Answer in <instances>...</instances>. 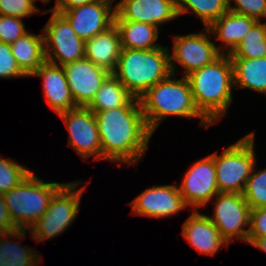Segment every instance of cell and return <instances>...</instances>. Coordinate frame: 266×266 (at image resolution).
Returning a JSON list of instances; mask_svg holds the SVG:
<instances>
[{
  "mask_svg": "<svg viewBox=\"0 0 266 266\" xmlns=\"http://www.w3.org/2000/svg\"><path fill=\"white\" fill-rule=\"evenodd\" d=\"M98 124L103 160L138 165L148 149L152 133L142 113L139 98L129 105L93 111Z\"/></svg>",
  "mask_w": 266,
  "mask_h": 266,
  "instance_id": "1",
  "label": "cell"
},
{
  "mask_svg": "<svg viewBox=\"0 0 266 266\" xmlns=\"http://www.w3.org/2000/svg\"><path fill=\"white\" fill-rule=\"evenodd\" d=\"M196 108L211 123L222 118L232 104L233 64L229 54L186 76Z\"/></svg>",
  "mask_w": 266,
  "mask_h": 266,
  "instance_id": "2",
  "label": "cell"
},
{
  "mask_svg": "<svg viewBox=\"0 0 266 266\" xmlns=\"http://www.w3.org/2000/svg\"><path fill=\"white\" fill-rule=\"evenodd\" d=\"M139 99L146 125L152 134L169 116L198 117L201 119L199 126L208 128L212 125L196 108L190 83L185 76L176 79V74L171 73L149 88Z\"/></svg>",
  "mask_w": 266,
  "mask_h": 266,
  "instance_id": "3",
  "label": "cell"
},
{
  "mask_svg": "<svg viewBox=\"0 0 266 266\" xmlns=\"http://www.w3.org/2000/svg\"><path fill=\"white\" fill-rule=\"evenodd\" d=\"M168 47L150 50L122 48L115 71L112 73L135 98L172 72Z\"/></svg>",
  "mask_w": 266,
  "mask_h": 266,
  "instance_id": "4",
  "label": "cell"
},
{
  "mask_svg": "<svg viewBox=\"0 0 266 266\" xmlns=\"http://www.w3.org/2000/svg\"><path fill=\"white\" fill-rule=\"evenodd\" d=\"M65 183L44 182L33 171L17 186L3 194L17 229H30L47 211L53 195Z\"/></svg>",
  "mask_w": 266,
  "mask_h": 266,
  "instance_id": "5",
  "label": "cell"
},
{
  "mask_svg": "<svg viewBox=\"0 0 266 266\" xmlns=\"http://www.w3.org/2000/svg\"><path fill=\"white\" fill-rule=\"evenodd\" d=\"M254 138L255 134L251 132L223 149L221 154L214 152L219 193H243L246 182L256 166Z\"/></svg>",
  "mask_w": 266,
  "mask_h": 266,
  "instance_id": "6",
  "label": "cell"
},
{
  "mask_svg": "<svg viewBox=\"0 0 266 266\" xmlns=\"http://www.w3.org/2000/svg\"><path fill=\"white\" fill-rule=\"evenodd\" d=\"M80 184L82 182L77 180L67 182L53 195L47 211L27 229L34 240L53 239L70 227L78 216L80 200L86 189V186L78 188Z\"/></svg>",
  "mask_w": 266,
  "mask_h": 266,
  "instance_id": "7",
  "label": "cell"
},
{
  "mask_svg": "<svg viewBox=\"0 0 266 266\" xmlns=\"http://www.w3.org/2000/svg\"><path fill=\"white\" fill-rule=\"evenodd\" d=\"M43 33L47 62L63 66L85 57V41L76 34L62 14L52 11Z\"/></svg>",
  "mask_w": 266,
  "mask_h": 266,
  "instance_id": "8",
  "label": "cell"
},
{
  "mask_svg": "<svg viewBox=\"0 0 266 266\" xmlns=\"http://www.w3.org/2000/svg\"><path fill=\"white\" fill-rule=\"evenodd\" d=\"M204 29V33L175 35L173 38V51L169 50L170 68L173 74H176L177 71L175 70L179 64L184 68L182 74L186 77L193 71L212 63L221 55L218 51L219 46L210 40V34L212 33L208 28Z\"/></svg>",
  "mask_w": 266,
  "mask_h": 266,
  "instance_id": "9",
  "label": "cell"
},
{
  "mask_svg": "<svg viewBox=\"0 0 266 266\" xmlns=\"http://www.w3.org/2000/svg\"><path fill=\"white\" fill-rule=\"evenodd\" d=\"M214 203V214L208 218L220 231L221 236L230 244L238 240L247 243L250 226V206L243 194L218 193Z\"/></svg>",
  "mask_w": 266,
  "mask_h": 266,
  "instance_id": "10",
  "label": "cell"
},
{
  "mask_svg": "<svg viewBox=\"0 0 266 266\" xmlns=\"http://www.w3.org/2000/svg\"><path fill=\"white\" fill-rule=\"evenodd\" d=\"M69 131L68 144L85 161L89 157L103 160L96 117L89 108L78 106L59 114Z\"/></svg>",
  "mask_w": 266,
  "mask_h": 266,
  "instance_id": "11",
  "label": "cell"
},
{
  "mask_svg": "<svg viewBox=\"0 0 266 266\" xmlns=\"http://www.w3.org/2000/svg\"><path fill=\"white\" fill-rule=\"evenodd\" d=\"M178 188L185 204L188 207L191 205L193 210H198L213 200L219 193L214 153L191 165Z\"/></svg>",
  "mask_w": 266,
  "mask_h": 266,
  "instance_id": "12",
  "label": "cell"
},
{
  "mask_svg": "<svg viewBox=\"0 0 266 266\" xmlns=\"http://www.w3.org/2000/svg\"><path fill=\"white\" fill-rule=\"evenodd\" d=\"M114 0H96L67 11H55L62 14L72 29L84 41L106 31L114 24Z\"/></svg>",
  "mask_w": 266,
  "mask_h": 266,
  "instance_id": "13",
  "label": "cell"
},
{
  "mask_svg": "<svg viewBox=\"0 0 266 266\" xmlns=\"http://www.w3.org/2000/svg\"><path fill=\"white\" fill-rule=\"evenodd\" d=\"M130 205L132 214L156 219L175 215L188 207L174 184L149 187Z\"/></svg>",
  "mask_w": 266,
  "mask_h": 266,
  "instance_id": "14",
  "label": "cell"
},
{
  "mask_svg": "<svg viewBox=\"0 0 266 266\" xmlns=\"http://www.w3.org/2000/svg\"><path fill=\"white\" fill-rule=\"evenodd\" d=\"M73 100L77 106L86 107L110 74L87 58L62 66Z\"/></svg>",
  "mask_w": 266,
  "mask_h": 266,
  "instance_id": "15",
  "label": "cell"
},
{
  "mask_svg": "<svg viewBox=\"0 0 266 266\" xmlns=\"http://www.w3.org/2000/svg\"><path fill=\"white\" fill-rule=\"evenodd\" d=\"M178 18L176 0H120L114 20H130L159 27Z\"/></svg>",
  "mask_w": 266,
  "mask_h": 266,
  "instance_id": "16",
  "label": "cell"
},
{
  "mask_svg": "<svg viewBox=\"0 0 266 266\" xmlns=\"http://www.w3.org/2000/svg\"><path fill=\"white\" fill-rule=\"evenodd\" d=\"M182 235L200 254L213 256L222 246L230 245L208 216L198 210H194L182 224Z\"/></svg>",
  "mask_w": 266,
  "mask_h": 266,
  "instance_id": "17",
  "label": "cell"
},
{
  "mask_svg": "<svg viewBox=\"0 0 266 266\" xmlns=\"http://www.w3.org/2000/svg\"><path fill=\"white\" fill-rule=\"evenodd\" d=\"M31 76L42 78L46 101L58 115L78 107L72 98L62 66L45 61Z\"/></svg>",
  "mask_w": 266,
  "mask_h": 266,
  "instance_id": "18",
  "label": "cell"
},
{
  "mask_svg": "<svg viewBox=\"0 0 266 266\" xmlns=\"http://www.w3.org/2000/svg\"><path fill=\"white\" fill-rule=\"evenodd\" d=\"M121 49L120 35L115 24L85 40V58L109 73L115 71Z\"/></svg>",
  "mask_w": 266,
  "mask_h": 266,
  "instance_id": "19",
  "label": "cell"
},
{
  "mask_svg": "<svg viewBox=\"0 0 266 266\" xmlns=\"http://www.w3.org/2000/svg\"><path fill=\"white\" fill-rule=\"evenodd\" d=\"M257 22L256 19L228 11L213 22L208 29L213 33L214 38L225 43V45L220 44L218 51L221 54H230Z\"/></svg>",
  "mask_w": 266,
  "mask_h": 266,
  "instance_id": "20",
  "label": "cell"
},
{
  "mask_svg": "<svg viewBox=\"0 0 266 266\" xmlns=\"http://www.w3.org/2000/svg\"><path fill=\"white\" fill-rule=\"evenodd\" d=\"M118 29L121 47L127 49L150 50L161 47L158 43L159 27L130 20H114Z\"/></svg>",
  "mask_w": 266,
  "mask_h": 266,
  "instance_id": "21",
  "label": "cell"
},
{
  "mask_svg": "<svg viewBox=\"0 0 266 266\" xmlns=\"http://www.w3.org/2000/svg\"><path fill=\"white\" fill-rule=\"evenodd\" d=\"M10 47L18 65L28 77L46 61L41 34L27 32L10 44Z\"/></svg>",
  "mask_w": 266,
  "mask_h": 266,
  "instance_id": "22",
  "label": "cell"
},
{
  "mask_svg": "<svg viewBox=\"0 0 266 266\" xmlns=\"http://www.w3.org/2000/svg\"><path fill=\"white\" fill-rule=\"evenodd\" d=\"M26 229H17L11 232H4L0 236V266H39L42 258L38 252L27 248L13 239L26 237ZM8 237V238H7Z\"/></svg>",
  "mask_w": 266,
  "mask_h": 266,
  "instance_id": "23",
  "label": "cell"
},
{
  "mask_svg": "<svg viewBox=\"0 0 266 266\" xmlns=\"http://www.w3.org/2000/svg\"><path fill=\"white\" fill-rule=\"evenodd\" d=\"M234 88H246L266 95V57L231 58Z\"/></svg>",
  "mask_w": 266,
  "mask_h": 266,
  "instance_id": "24",
  "label": "cell"
},
{
  "mask_svg": "<svg viewBox=\"0 0 266 266\" xmlns=\"http://www.w3.org/2000/svg\"><path fill=\"white\" fill-rule=\"evenodd\" d=\"M133 97L123 84L110 73L103 81L92 101L86 106L91 111H105L129 105Z\"/></svg>",
  "mask_w": 266,
  "mask_h": 266,
  "instance_id": "25",
  "label": "cell"
},
{
  "mask_svg": "<svg viewBox=\"0 0 266 266\" xmlns=\"http://www.w3.org/2000/svg\"><path fill=\"white\" fill-rule=\"evenodd\" d=\"M178 17L193 12L201 19L204 28L229 11L228 0H176Z\"/></svg>",
  "mask_w": 266,
  "mask_h": 266,
  "instance_id": "26",
  "label": "cell"
},
{
  "mask_svg": "<svg viewBox=\"0 0 266 266\" xmlns=\"http://www.w3.org/2000/svg\"><path fill=\"white\" fill-rule=\"evenodd\" d=\"M258 21L247 32L237 47L229 54L230 58L256 59L266 57V22Z\"/></svg>",
  "mask_w": 266,
  "mask_h": 266,
  "instance_id": "27",
  "label": "cell"
},
{
  "mask_svg": "<svg viewBox=\"0 0 266 266\" xmlns=\"http://www.w3.org/2000/svg\"><path fill=\"white\" fill-rule=\"evenodd\" d=\"M242 194L250 209L266 206V169L256 171L254 166Z\"/></svg>",
  "mask_w": 266,
  "mask_h": 266,
  "instance_id": "28",
  "label": "cell"
},
{
  "mask_svg": "<svg viewBox=\"0 0 266 266\" xmlns=\"http://www.w3.org/2000/svg\"><path fill=\"white\" fill-rule=\"evenodd\" d=\"M32 171L11 159L0 157V194L19 185Z\"/></svg>",
  "mask_w": 266,
  "mask_h": 266,
  "instance_id": "29",
  "label": "cell"
},
{
  "mask_svg": "<svg viewBox=\"0 0 266 266\" xmlns=\"http://www.w3.org/2000/svg\"><path fill=\"white\" fill-rule=\"evenodd\" d=\"M22 19L16 16L0 15V42L12 44L28 32Z\"/></svg>",
  "mask_w": 266,
  "mask_h": 266,
  "instance_id": "30",
  "label": "cell"
},
{
  "mask_svg": "<svg viewBox=\"0 0 266 266\" xmlns=\"http://www.w3.org/2000/svg\"><path fill=\"white\" fill-rule=\"evenodd\" d=\"M234 1L235 5L231 2ZM233 5V6H232ZM229 11L261 21L266 18V0H228Z\"/></svg>",
  "mask_w": 266,
  "mask_h": 266,
  "instance_id": "31",
  "label": "cell"
},
{
  "mask_svg": "<svg viewBox=\"0 0 266 266\" xmlns=\"http://www.w3.org/2000/svg\"><path fill=\"white\" fill-rule=\"evenodd\" d=\"M28 77L15 59L10 44L0 42V78Z\"/></svg>",
  "mask_w": 266,
  "mask_h": 266,
  "instance_id": "32",
  "label": "cell"
},
{
  "mask_svg": "<svg viewBox=\"0 0 266 266\" xmlns=\"http://www.w3.org/2000/svg\"><path fill=\"white\" fill-rule=\"evenodd\" d=\"M39 8L31 0H0V15L25 18L38 12Z\"/></svg>",
  "mask_w": 266,
  "mask_h": 266,
  "instance_id": "33",
  "label": "cell"
},
{
  "mask_svg": "<svg viewBox=\"0 0 266 266\" xmlns=\"http://www.w3.org/2000/svg\"><path fill=\"white\" fill-rule=\"evenodd\" d=\"M247 243L266 236V206L250 210V226Z\"/></svg>",
  "mask_w": 266,
  "mask_h": 266,
  "instance_id": "34",
  "label": "cell"
},
{
  "mask_svg": "<svg viewBox=\"0 0 266 266\" xmlns=\"http://www.w3.org/2000/svg\"><path fill=\"white\" fill-rule=\"evenodd\" d=\"M0 229L3 232H11L17 230L10 217L8 208L3 198V194H0Z\"/></svg>",
  "mask_w": 266,
  "mask_h": 266,
  "instance_id": "35",
  "label": "cell"
},
{
  "mask_svg": "<svg viewBox=\"0 0 266 266\" xmlns=\"http://www.w3.org/2000/svg\"><path fill=\"white\" fill-rule=\"evenodd\" d=\"M93 1L96 0H56L54 7L46 9L42 12L43 14H46L52 11H67L69 9H73L84 4L91 3Z\"/></svg>",
  "mask_w": 266,
  "mask_h": 266,
  "instance_id": "36",
  "label": "cell"
},
{
  "mask_svg": "<svg viewBox=\"0 0 266 266\" xmlns=\"http://www.w3.org/2000/svg\"><path fill=\"white\" fill-rule=\"evenodd\" d=\"M250 245L266 252V236L261 238H256Z\"/></svg>",
  "mask_w": 266,
  "mask_h": 266,
  "instance_id": "37",
  "label": "cell"
},
{
  "mask_svg": "<svg viewBox=\"0 0 266 266\" xmlns=\"http://www.w3.org/2000/svg\"><path fill=\"white\" fill-rule=\"evenodd\" d=\"M34 4L37 0H31ZM44 4H47L48 2H50L51 0H41Z\"/></svg>",
  "mask_w": 266,
  "mask_h": 266,
  "instance_id": "38",
  "label": "cell"
},
{
  "mask_svg": "<svg viewBox=\"0 0 266 266\" xmlns=\"http://www.w3.org/2000/svg\"><path fill=\"white\" fill-rule=\"evenodd\" d=\"M4 232L0 229V236L3 234Z\"/></svg>",
  "mask_w": 266,
  "mask_h": 266,
  "instance_id": "39",
  "label": "cell"
}]
</instances>
